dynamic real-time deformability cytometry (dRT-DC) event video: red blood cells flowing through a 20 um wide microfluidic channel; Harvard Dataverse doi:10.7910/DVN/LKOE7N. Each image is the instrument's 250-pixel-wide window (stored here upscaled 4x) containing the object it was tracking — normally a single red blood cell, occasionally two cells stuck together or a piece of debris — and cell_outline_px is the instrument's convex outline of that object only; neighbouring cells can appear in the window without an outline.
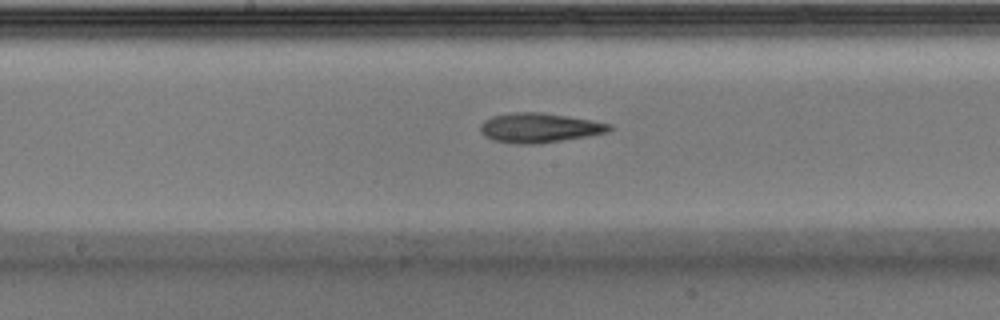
{"species": "Egyptian fruit bat (a non-hibernating species)", "species_latin": "Rousettus aegyptiacus", "temperature_condition": "warm", "stored_images_in_passage": 33, "camera_frame_rate_fps": 3000, "um_per_image_px": 0.085, "animal": {"sex": "male"}, "frame": {"image": 1, "passage_image": 19, "time_ms": 6.0, "image_size_px": [1000, 320], "cell_outline_px": [[612, 128], [608, 132], [588, 136], [540, 144], [516, 144], [492, 140], [484, 136], [480, 132], [480, 124], [484, 120], [492, 116], [512, 112], [540, 112], [568, 116], [592, 120], [612, 124]], "centroid_in_image_um": [45.83, 10.87], "position_along_channel_um": 202.4, "area_um2": 22.48}}